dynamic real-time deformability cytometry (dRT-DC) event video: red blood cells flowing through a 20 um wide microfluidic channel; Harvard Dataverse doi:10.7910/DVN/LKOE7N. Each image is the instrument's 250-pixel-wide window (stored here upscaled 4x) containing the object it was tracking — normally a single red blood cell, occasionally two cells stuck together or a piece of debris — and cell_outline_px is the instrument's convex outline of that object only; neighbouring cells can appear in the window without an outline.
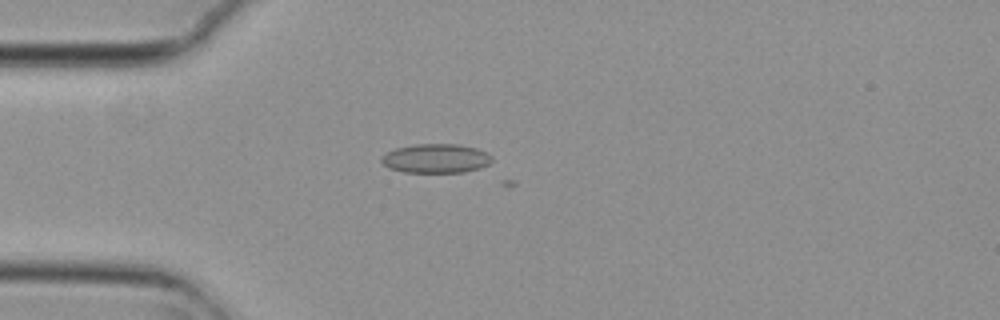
{"species": "common noctule bat (a hibernating species)", "species_latin": "Nyctalus noctula", "temperature_condition": "cold", "stored_images_in_passage": 2, "camera_frame_rate_fps": 3000, "um_per_image_px": 0.085, "animal": {"sex": "female", "body_mass_g": 29.2, "forearm_length_mm": 56.3}, "frame": {"image": 1, "passage_image": 1, "time_ms": 0.0, "image_size_px": [1000, 320], "cell_outline_px": [[492, 160], [488, 164], [480, 168], [464, 172], [404, 172], [388, 168], [380, 160], [380, 156], [396, 148], [416, 144], [460, 144], [476, 148], [488, 152], [492, 156]], "centroid_in_image_um": [37.06, 13.46], "position_along_channel_um": 47.9, "area_um2": 18.84}}